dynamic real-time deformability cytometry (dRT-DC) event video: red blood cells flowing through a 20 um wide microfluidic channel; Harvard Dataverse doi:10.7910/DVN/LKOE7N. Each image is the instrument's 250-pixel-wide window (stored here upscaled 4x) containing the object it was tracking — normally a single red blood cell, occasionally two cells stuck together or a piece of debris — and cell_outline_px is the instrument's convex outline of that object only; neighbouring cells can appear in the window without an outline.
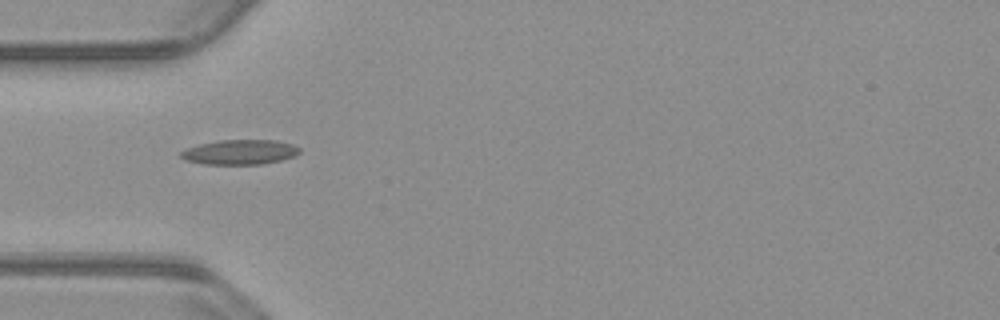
{"species": "common noctule bat (a hibernating species)", "species_latin": "Nyctalus noctula", "temperature_condition": "warm", "stored_images_in_passage": 4, "camera_frame_rate_fps": 3000, "um_per_image_px": 0.085, "animal": {"sex": "male", "body_mass_g": 23.1, "forearm_length_mm": 52.7}, "frame": {"image": 1, "passage_image": 1, "time_ms": 0.0, "image_size_px": [1000, 320], "cell_outline_px": [[300, 152], [296, 156], [280, 160], [260, 164], [204, 164], [184, 160], [180, 156], [180, 152], [188, 148], [200, 144], [220, 140], [276, 140], [292, 144], [300, 148]], "centroid_in_image_um": [20.4, 12.93], "position_along_channel_um": 64.6, "area_um2": 17.11}}